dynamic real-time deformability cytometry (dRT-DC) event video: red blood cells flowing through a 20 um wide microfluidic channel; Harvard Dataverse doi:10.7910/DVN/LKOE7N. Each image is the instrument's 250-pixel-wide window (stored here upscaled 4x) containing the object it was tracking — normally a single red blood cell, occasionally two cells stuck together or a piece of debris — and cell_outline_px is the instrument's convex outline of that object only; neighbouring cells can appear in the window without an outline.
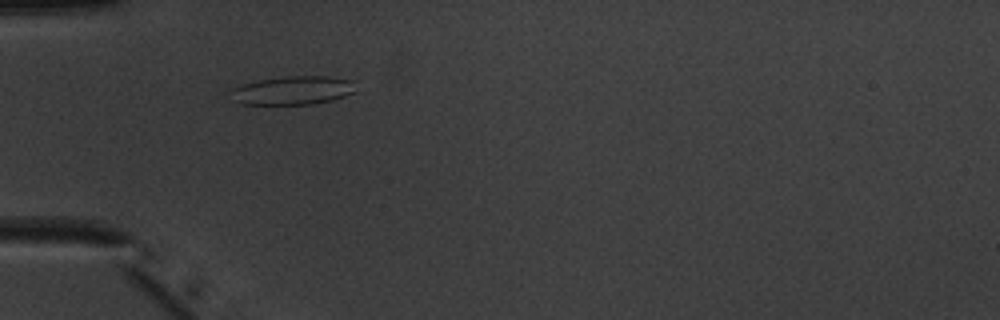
{"species": "common noctule bat (a hibernating species)", "species_latin": "Nyctalus noctula", "temperature_condition": "warm", "stored_images_in_passage": 42, "camera_frame_rate_fps": 3000, "um_per_image_px": 0.085, "animal": {"sex": "male", "body_mass_g": 20.1, "forearm_length_mm": 53.5}, "frame": {"image": 1, "passage_image": 7, "time_ms": 2.0, "image_size_px": [1000, 320], "cell_outline_px": [[356, 92], [332, 100], [308, 104], [240, 104], [236, 100], [232, 88], [244, 84], [260, 80], [284, 76], [328, 76], [352, 80]], "centroid_in_image_um": [24.95, 7.67], "position_along_channel_um": 60.0, "area_um2": 20.46}}
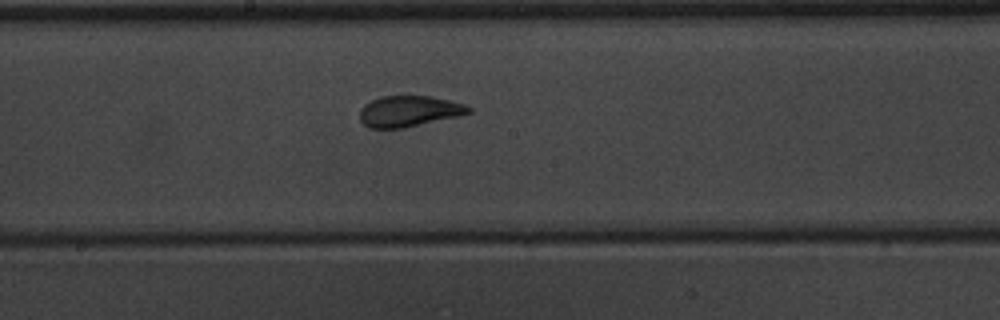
{"frame": {"image": 2, "passage_image": 19, "time_ms": 6.0, "image_size_px": [1000, 320], "cell_outline_px": [[472, 112], [460, 116], [404, 128], [368, 128], [360, 120], [360, 108], [364, 104], [380, 96], [432, 96], [464, 104], [472, 108]], "centroid_in_image_um": [34.77, 9.46], "position_along_channel_um": 213.4, "area_um2": 19.77}}
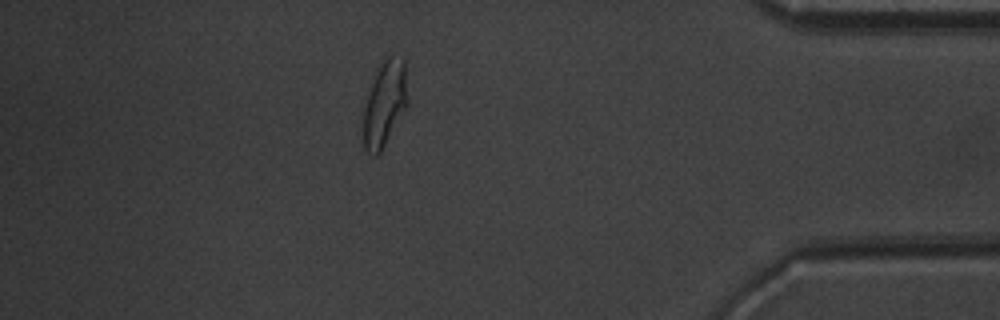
{"frame": {"image": 3, "passage_image": 36, "time_ms": 11.667, "image_size_px": [1000, 320], "cell_outline_px": [[408, 108], [380, 152], [376, 156], [372, 156], [364, 148], [364, 108], [368, 92], [376, 68], [388, 56], [392, 56], [404, 60], [408, 100]], "centroid_in_image_um": [32.71, 8.82], "position_along_channel_um": 402.5, "area_um2": 22.2}, "authors_computed_cell_mechanics": {"area_um2": 20.4034, "velocity_mm_per_s": 3.9493, "shape_relaxation_time_tau1_ms": 4.8793, "shape_relaxation_time_tau2_ms": 0.9041, "deformation_change_tau1": 0.187, "deformation_change_tau2": 0.0708}}